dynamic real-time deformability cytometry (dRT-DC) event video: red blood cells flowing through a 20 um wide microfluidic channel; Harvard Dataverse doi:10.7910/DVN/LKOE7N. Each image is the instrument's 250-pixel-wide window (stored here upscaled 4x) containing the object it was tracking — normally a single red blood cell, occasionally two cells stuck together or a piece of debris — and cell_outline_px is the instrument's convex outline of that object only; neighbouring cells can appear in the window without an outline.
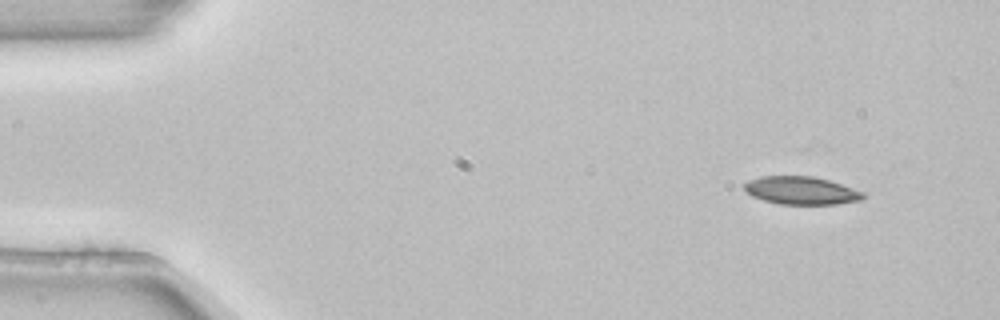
{"species": "common noctule bat (a hibernating species)", "species_latin": "Nyctalus noctula", "temperature_condition": "room temperature", "stored_images_in_passage": 4, "camera_frame_rate_fps": 3000, "um_per_image_px": 0.085, "animal": {"sex": "female", "body_mass_g": 22.7, "forearm_length_mm": 54.2}, "frame": {"image": 1, "passage_image": 1, "time_ms": 0.0, "image_size_px": [1000, 320], "cell_outline_px": [[864, 196], [860, 200], [836, 204], [780, 204], [764, 200], [752, 196], [744, 188], [744, 184], [748, 180], [760, 176], [812, 176], [828, 180], [864, 192]], "centroid_in_image_um": [68.08, 16.19], "position_along_channel_um": 16.9, "area_um2": 19.13}}
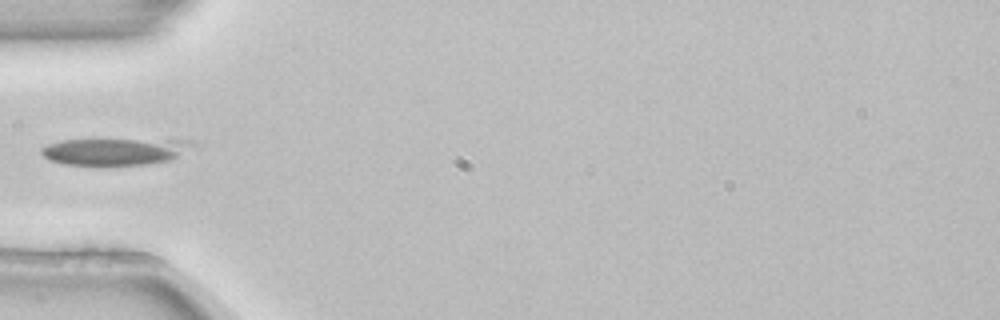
{"frame": {"image": 2, "passage_image": 4, "time_ms": 1.0, "image_size_px": [1000, 320], "cell_outline_px": [[192, 140], [176, 156], [168, 160], [144, 164], [104, 168], [100, 168], [64, 164], [48, 160], [40, 152], [40, 148], [48, 144], [64, 140]], "centroid_in_image_um": [9.54, 12.93], "position_along_channel_um": 75.5, "area_um2": 23.76}}